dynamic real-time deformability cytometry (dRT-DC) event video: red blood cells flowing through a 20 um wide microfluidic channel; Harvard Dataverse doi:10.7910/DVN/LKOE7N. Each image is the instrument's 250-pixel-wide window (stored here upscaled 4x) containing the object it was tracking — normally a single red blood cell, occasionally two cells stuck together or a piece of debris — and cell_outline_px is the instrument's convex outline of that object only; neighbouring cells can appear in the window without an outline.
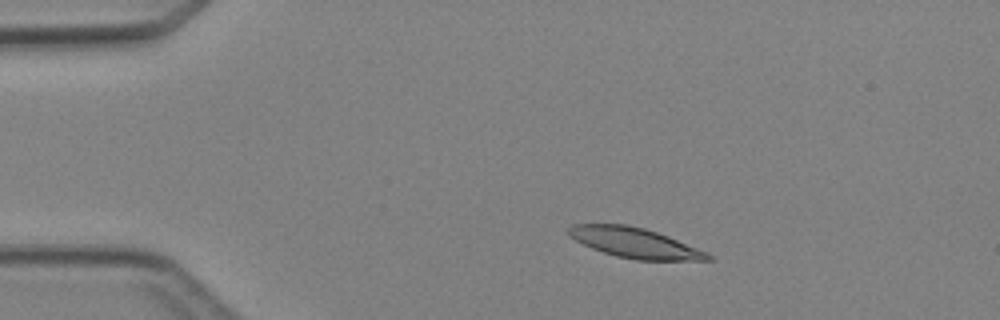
{"species": "Egyptian fruit bat (a non-hibernating species)", "species_latin": "Rousettus aegyptiacus", "temperature_condition": "cold", "stored_images_in_passage": 3, "camera_frame_rate_fps": 3000, "um_per_image_px": 0.085, "animal": {"sex": "female"}, "frame": {"image": 1, "passage_image": 2, "time_ms": 1.0, "image_size_px": [1000, 320], "cell_outline_px": [[712, 260], [636, 260], [616, 256], [592, 248], [568, 236], [568, 228], [572, 224], [628, 224], [644, 228], [668, 236], [708, 252], [712, 256]], "centroid_in_image_um": [53.96, 20.64], "position_along_channel_um": 31.0, "area_um2": 24.33}}